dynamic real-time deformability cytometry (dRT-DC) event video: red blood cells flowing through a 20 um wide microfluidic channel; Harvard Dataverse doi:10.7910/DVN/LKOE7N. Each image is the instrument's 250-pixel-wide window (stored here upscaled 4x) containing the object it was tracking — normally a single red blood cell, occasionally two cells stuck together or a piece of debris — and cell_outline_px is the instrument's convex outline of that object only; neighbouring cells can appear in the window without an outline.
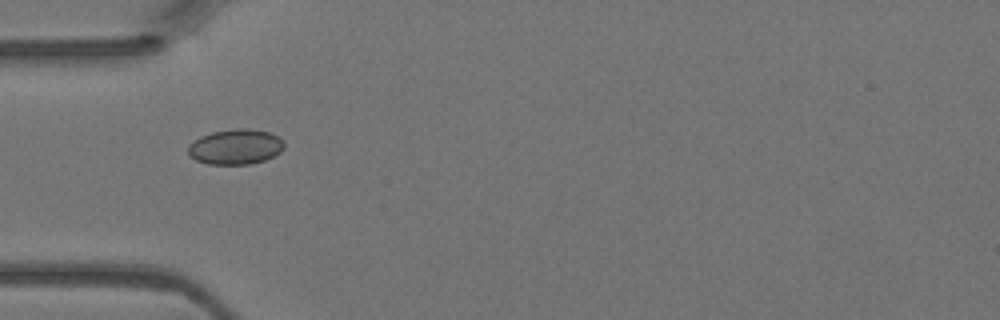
{"species": "Egyptian fruit bat (a non-hibernating species)", "species_latin": "Rousettus aegyptiacus", "temperature_condition": "warm", "stored_images_in_passage": 3, "camera_frame_rate_fps": 3000, "um_per_image_px": 0.085, "animal": {"sex": "female"}, "frame": {"image": 1, "passage_image": 3, "time_ms": 0.667, "image_size_px": [1000, 320], "cell_outline_px": [[284, 148], [280, 152], [264, 160], [252, 164], [208, 164], [196, 160], [188, 156], [188, 144], [200, 136], [212, 132], [236, 128], [248, 128], [268, 132], [276, 136], [284, 144]], "centroid_in_image_um": [19.97, 12.48], "position_along_channel_um": 65.0, "area_um2": 19.71}}